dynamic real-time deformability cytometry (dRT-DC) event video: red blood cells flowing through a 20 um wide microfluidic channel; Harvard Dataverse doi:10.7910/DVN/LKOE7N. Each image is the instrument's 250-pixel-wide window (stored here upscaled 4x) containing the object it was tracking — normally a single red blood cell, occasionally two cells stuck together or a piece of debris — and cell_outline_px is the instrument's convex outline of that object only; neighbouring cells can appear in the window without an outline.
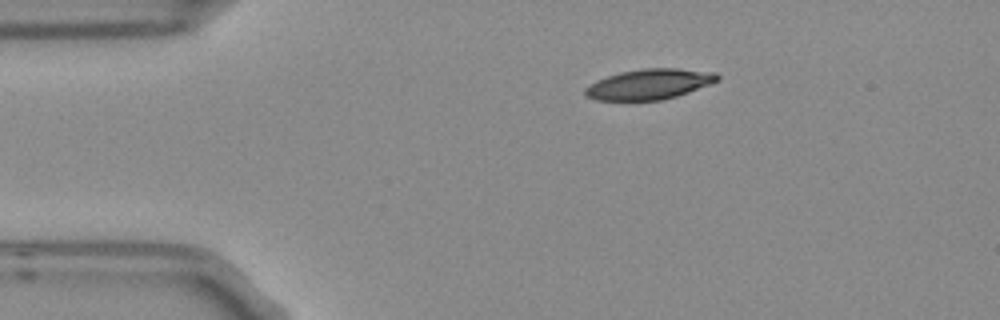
{"species": "Egyptian fruit bat (a non-hibernating species)", "species_latin": "Rousettus aegyptiacus", "temperature_condition": "room temperature", "stored_images_in_passage": 6, "camera_frame_rate_fps": 3000, "um_per_image_px": 0.085, "frame": {"image": 1, "passage_image": 1, "time_ms": 0.0, "image_size_px": [1000, 320], "cell_outline_px": [[720, 80], [688, 92], [676, 96], [660, 100], [596, 100], [588, 96], [584, 92], [584, 88], [596, 80], [620, 72], [644, 68], [676, 68], [716, 72], [720, 76]], "centroid_in_image_um": [55.2, 7.14], "position_along_channel_um": 29.8, "area_um2": 23.29}}
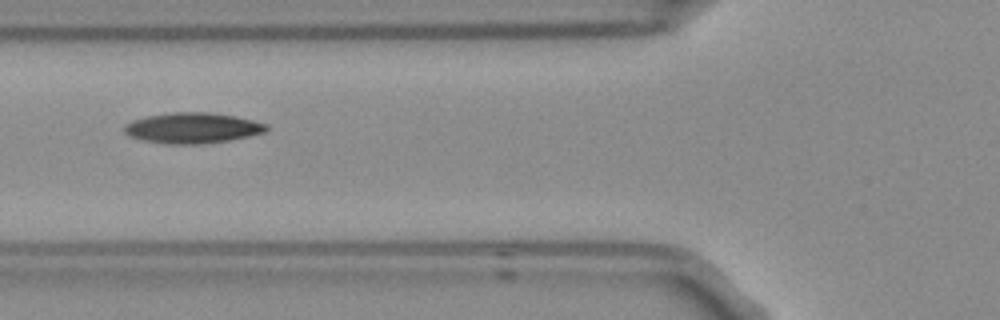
{"frame": {"image": 2, "passage_image": 3, "time_ms": 0.667, "image_size_px": [1000, 320], "cell_outline_px": [[268, 128], [264, 132], [248, 136], [228, 140], [204, 144], [172, 144], [144, 140], [132, 136], [124, 132], [124, 124], [144, 116], [172, 112], [208, 112], [236, 116], [268, 124]], "centroid_in_image_um": [16.37, 10.86], "position_along_channel_um": 109.4, "area_um2": 25.2}}
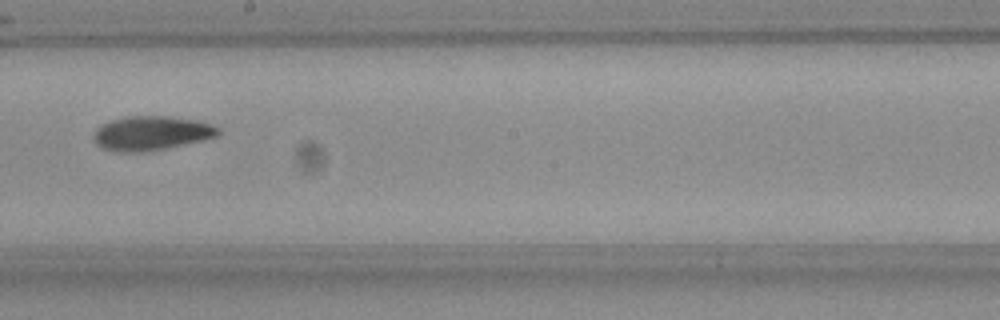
{"frame": {"image": 3, "passage_image": 6, "time_ms": 1.667, "image_size_px": [1000, 320], "cell_outline_px": [[220, 132], [216, 136], [204, 140], [148, 152], [116, 152], [104, 148], [96, 144], [92, 136], [96, 128], [100, 124], [108, 120], [124, 116], [172, 116], [196, 120], [212, 124], [220, 128]], "centroid_in_image_um": [12.84, 11.31], "position_along_channel_um": 235.4, "area_um2": 25.32}}